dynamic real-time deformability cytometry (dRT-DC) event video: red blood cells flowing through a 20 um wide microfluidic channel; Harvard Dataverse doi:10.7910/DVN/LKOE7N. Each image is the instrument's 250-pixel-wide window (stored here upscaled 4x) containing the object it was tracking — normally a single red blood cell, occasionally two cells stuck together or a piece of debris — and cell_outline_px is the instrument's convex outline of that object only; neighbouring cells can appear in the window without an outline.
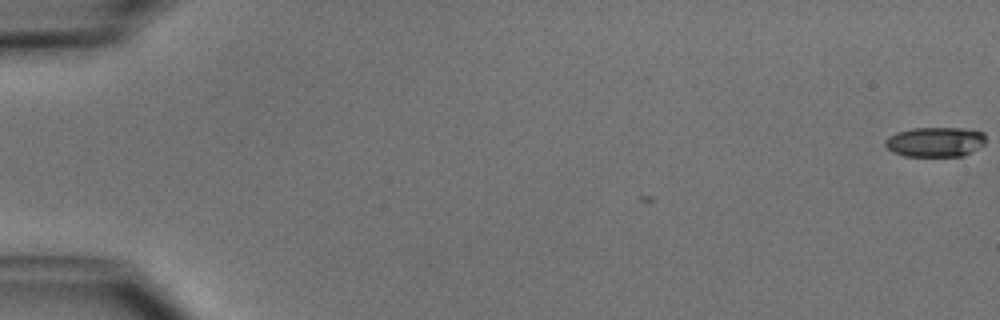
{"species": "common noctule bat (a hibernating species)", "species_latin": "Nyctalus noctula", "temperature_condition": "cold", "stored_images_in_passage": 6, "camera_frame_rate_fps": 3000, "um_per_image_px": 0.085, "animal": {"sex": "male", "body_mass_g": 15.6}, "frame": {"image": 1, "passage_image": 1, "time_ms": 0.0, "image_size_px": [1000, 320], "cell_outline_px": [[984, 144], [964, 156], [904, 156], [892, 152], [884, 144], [884, 140], [888, 136], [896, 132], [912, 128], [964, 128], [984, 132]], "centroid_in_image_um": [79.46, 12.06], "position_along_channel_um": 5.5, "area_um2": 17.57}}